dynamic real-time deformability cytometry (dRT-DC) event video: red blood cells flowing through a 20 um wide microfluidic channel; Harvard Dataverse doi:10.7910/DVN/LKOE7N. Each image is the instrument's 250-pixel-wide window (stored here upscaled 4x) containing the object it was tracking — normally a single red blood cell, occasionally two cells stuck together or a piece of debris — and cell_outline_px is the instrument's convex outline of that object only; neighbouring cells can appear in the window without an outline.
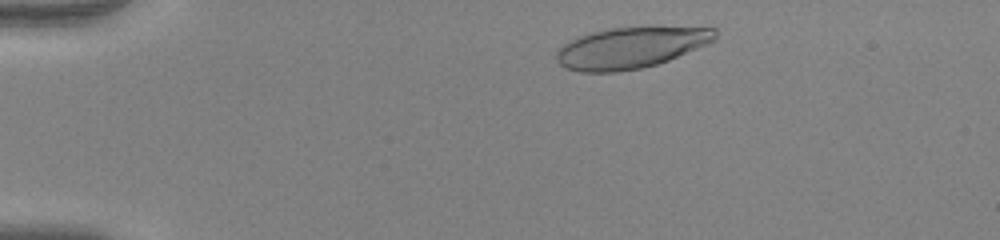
{"species": "human", "species_latin": "Homo sapiens", "temperature_condition": "warm", "stored_images_in_passage": 46, "camera_frame_rate_fps": 3000, "um_per_image_px": 0.085, "donor": {"sex": "female"}, "frame": {"image": 1, "passage_image": 4, "time_ms": 1.0, "image_size_px": [1000, 240], "cell_outline_px": [[716, 40], [708, 44], [668, 60], [644, 68], [616, 72], [580, 72], [564, 68], [556, 60], [556, 52], [568, 40], [592, 32], [608, 28], [716, 28]], "centroid_in_image_um": [53.56, 4.08], "position_along_channel_um": 31.4, "area_um2": 37.69}}
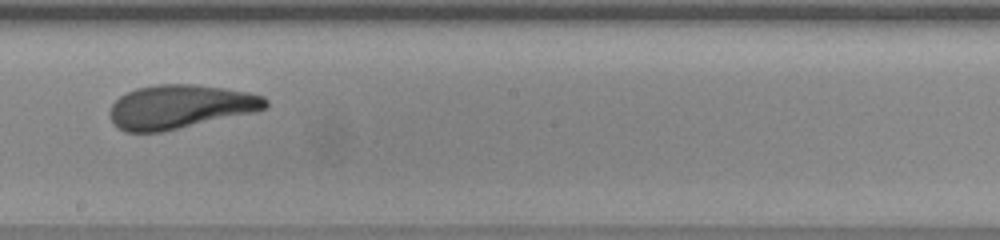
{"frame": {"image": 2, "passage_image": 25, "time_ms": 8.0, "image_size_px": [1000, 240], "cell_outline_px": [[268, 104], [264, 108], [256, 112], [164, 132], [124, 132], [112, 124], [108, 112], [112, 104], [120, 96], [136, 88], [156, 84], [192, 84], [224, 88], [248, 92], [264, 96], [268, 100]], "centroid_in_image_um": [15.29, 9.08], "position_along_channel_um": 232.9, "area_um2": 40.17}}
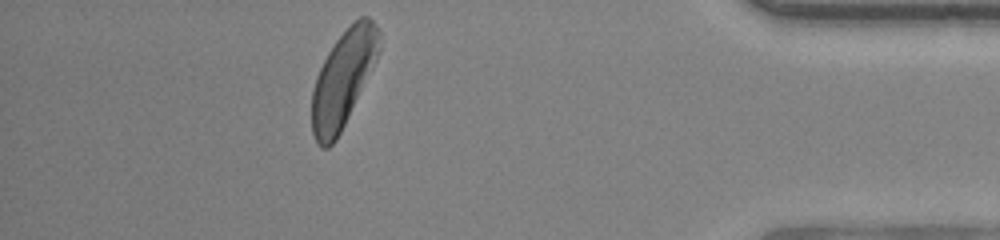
{"frame": {"image": 3, "passage_image": 41, "time_ms": 13.333, "image_size_px": [1000, 240], "cell_outline_px": [[380, 52], [336, 140], [328, 148], [324, 148], [316, 140], [312, 132], [312, 88], [316, 76], [328, 52], [336, 40], [360, 16], [368, 16], [376, 24], [380, 32]], "centroid_in_image_um": [29.17, 6.67], "position_along_channel_um": 406.0, "area_um2": 37.05}, "authors_computed_cell_mechanics": {"area_um2": 39.0728, "velocity_mm_per_s": 3.9592, "shape_relaxation_time_tau1_ms": 3.0595, "shape_relaxation_time_tau2_ms": 1.0481, "deformation_change_tau1": 0.194, "deformation_change_tau2": 0.0927}}